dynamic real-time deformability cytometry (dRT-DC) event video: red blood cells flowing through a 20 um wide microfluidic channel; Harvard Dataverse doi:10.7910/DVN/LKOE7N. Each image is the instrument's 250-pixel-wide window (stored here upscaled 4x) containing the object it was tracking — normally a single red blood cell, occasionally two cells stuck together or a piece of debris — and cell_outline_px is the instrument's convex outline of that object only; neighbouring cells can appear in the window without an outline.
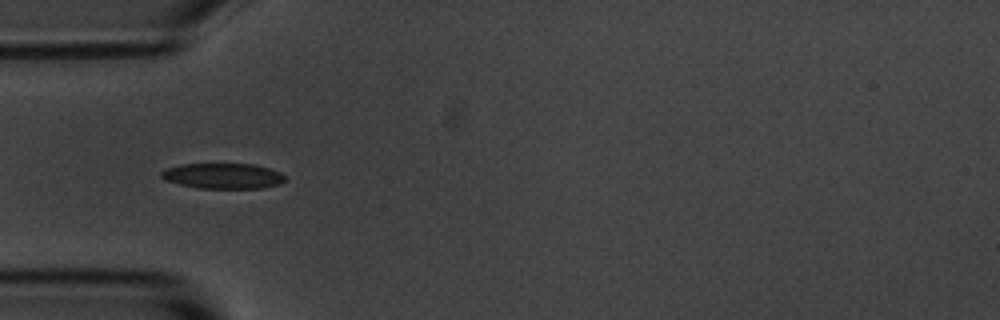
{"species": "common noctule bat (a hibernating species)", "species_latin": "Nyctalus noctula", "temperature_condition": "room temperature", "stored_images_in_passage": 8, "camera_frame_rate_fps": 3000, "um_per_image_px": 0.085, "animal": {"sex": "male", "body_mass_g": 20.1, "forearm_length_mm": 53.5}, "frame": {"image": 1, "passage_image": 4, "time_ms": 3.667, "image_size_px": [1000, 320], "cell_outline_px": [[284, 180], [280, 184], [264, 188], [196, 188], [164, 180], [160, 176], [160, 172], [168, 168], [180, 164], [252, 164], [268, 168], [280, 172], [284, 176]], "centroid_in_image_um": [18.93, 14.96], "position_along_channel_um": 66.1, "area_um2": 18.32}}
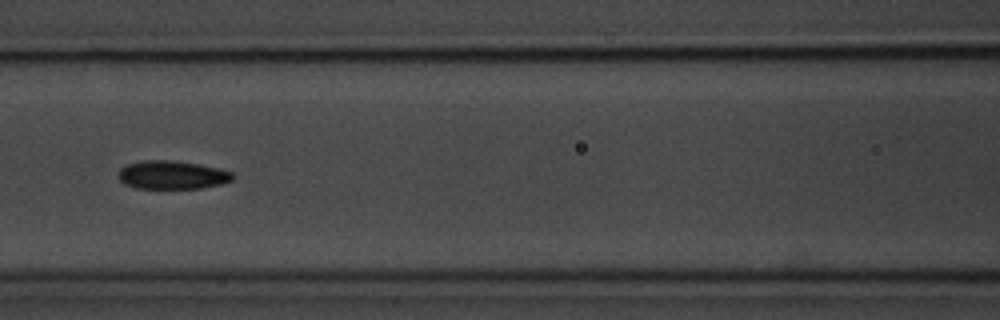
{"frame": {"image": 2, "passage_image": 6, "time_ms": 6.0, "image_size_px": [1000, 320], "cell_outline_px": [[232, 180], [220, 184], [200, 188], [136, 188], [124, 184], [116, 176], [120, 168], [128, 164], [144, 160], [168, 160], [196, 164], [216, 168], [232, 172]], "centroid_in_image_um": [14.56, 14.87], "position_along_channel_um": 152.0, "area_um2": 18.67}}
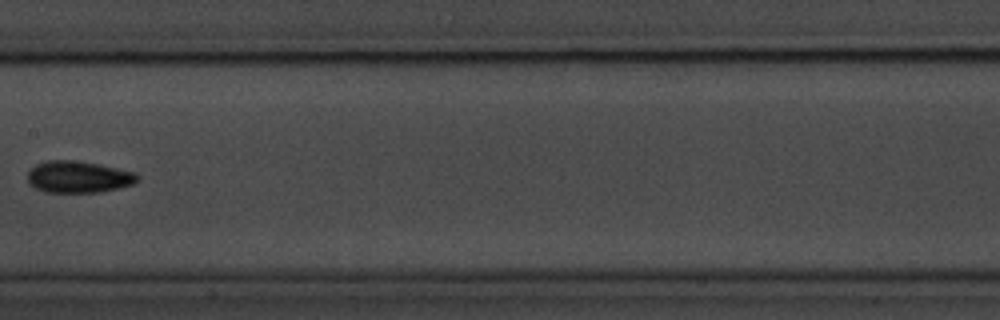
{"frame": {"image": 3, "passage_image": 7, "time_ms": 7.333, "image_size_px": [1000, 320], "cell_outline_px": [[140, 176], [132, 184], [100, 192], [44, 192], [28, 184], [28, 172], [36, 164], [44, 160], [72, 160], [96, 164], [136, 172]], "centroid_in_image_um": [6.62, 15.03], "position_along_channel_um": 200.8, "area_um2": 20.17}}